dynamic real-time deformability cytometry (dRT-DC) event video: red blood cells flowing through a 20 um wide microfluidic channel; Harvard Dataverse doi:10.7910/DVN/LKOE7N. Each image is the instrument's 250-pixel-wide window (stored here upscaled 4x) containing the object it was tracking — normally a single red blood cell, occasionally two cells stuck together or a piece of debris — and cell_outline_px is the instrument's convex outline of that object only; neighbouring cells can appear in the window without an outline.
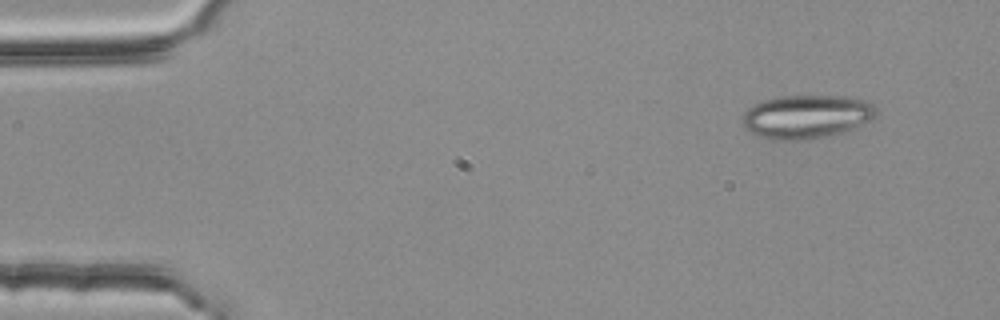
{"species": "common noctule bat (a hibernating species)", "species_latin": "Nyctalus noctula", "temperature_condition": "room temperature", "stored_images_in_passage": 3, "camera_frame_rate_fps": 3000, "um_per_image_px": 0.085, "animal": {"sex": "female", "body_mass_g": 25.1}, "frame": {"image": 1, "passage_image": 3, "time_ms": 0.667, "image_size_px": [1000, 320], "cell_outline_px": [[876, 116], [844, 132], [828, 136], [804, 140], [772, 140], [760, 136], [744, 128], [740, 120], [744, 112], [752, 104], [764, 100], [780, 96], [848, 96], [872, 104], [876, 108]], "centroid_in_image_um": [68.49, 9.92], "position_along_channel_um": 16.5, "area_um2": 33.93}}